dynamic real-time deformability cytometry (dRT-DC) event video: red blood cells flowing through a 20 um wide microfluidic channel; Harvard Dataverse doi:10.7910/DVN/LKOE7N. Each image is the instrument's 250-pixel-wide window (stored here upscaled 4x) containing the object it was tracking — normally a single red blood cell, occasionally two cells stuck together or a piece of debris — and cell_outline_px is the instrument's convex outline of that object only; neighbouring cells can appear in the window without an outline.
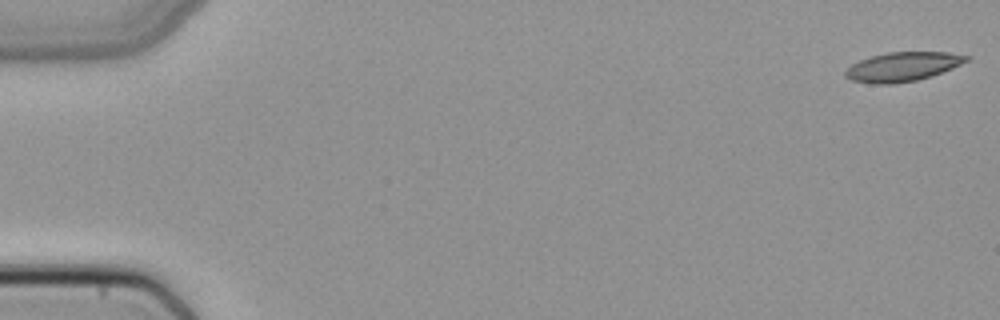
{"species": "common noctule bat (a hibernating species)", "species_latin": "Nyctalus noctula", "temperature_condition": "cold", "stored_images_in_passage": 51, "camera_frame_rate_fps": 3000, "um_per_image_px": 0.085, "animal": {"sex": "female", "body_mass_g": 22.7, "forearm_length_mm": 54.2}, "frame": {"image": 1, "passage_image": 1, "time_ms": 0.0, "image_size_px": [1000, 320], "cell_outline_px": [[972, 56], [968, 60], [952, 68], [932, 76], [916, 80], [892, 84], [876, 84], [852, 80], [844, 76], [844, 72], [852, 64], [860, 60], [872, 56], [888, 52], [948, 52]], "centroid_in_image_um": [76.73, 5.67], "position_along_channel_um": 8.3, "area_um2": 20.46}}
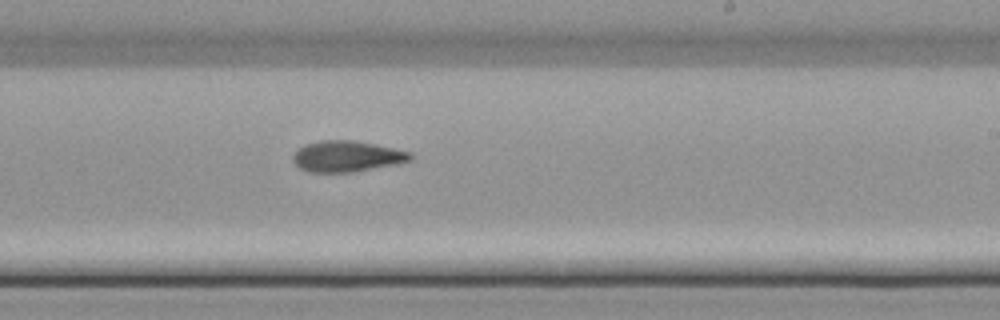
{"frame": {"image": 2, "passage_image": 31, "time_ms": 10.0, "image_size_px": [1000, 320], "cell_outline_px": [[412, 160], [400, 164], [356, 172], [308, 172], [300, 168], [292, 160], [292, 156], [304, 144], [320, 140], [352, 140], [376, 144], [412, 152]], "centroid_in_image_um": [29.53, 13.29], "position_along_channel_um": 259.5, "area_um2": 21.5}}
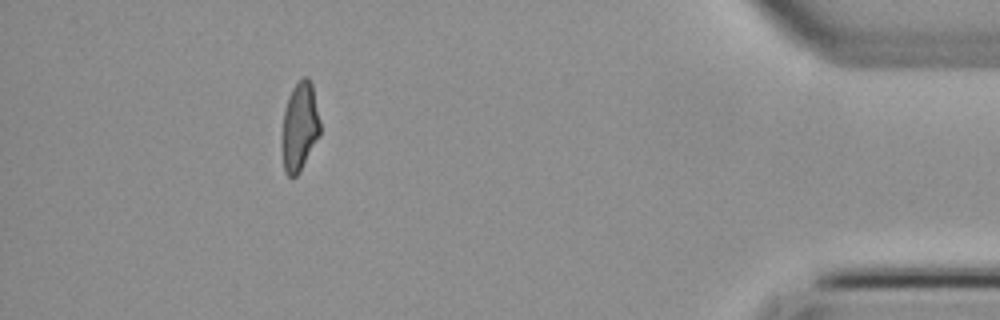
{"frame": {"image": 3, "passage_image": 46, "time_ms": 15.0, "image_size_px": [1000, 320], "cell_outline_px": [[320, 136], [300, 172], [296, 176], [288, 176], [284, 172], [280, 148], [280, 144], [284, 108], [288, 96], [292, 88], [304, 76], [308, 76], [312, 84], [320, 120]], "centroid_in_image_um": [25.44, 10.81], "position_along_channel_um": 409.8, "area_um2": 20.35}}